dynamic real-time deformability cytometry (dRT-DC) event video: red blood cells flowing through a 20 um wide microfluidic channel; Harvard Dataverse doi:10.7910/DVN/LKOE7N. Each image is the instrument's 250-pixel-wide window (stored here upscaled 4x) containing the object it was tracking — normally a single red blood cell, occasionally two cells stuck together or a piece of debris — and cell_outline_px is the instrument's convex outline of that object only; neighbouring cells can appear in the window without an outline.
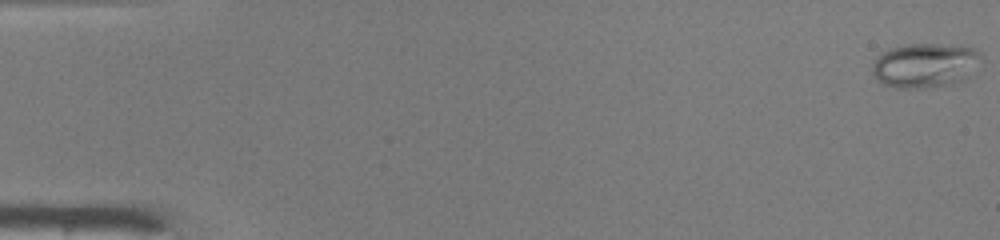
{"species": "common noctule bat (a hibernating species)", "species_latin": "Nyctalus noctula", "temperature_condition": "warm", "stored_images_in_passage": 49, "camera_frame_rate_fps": 3000, "um_per_image_px": 0.085, "animal": {"sex": "male", "body_mass_g": 19.0, "forearm_length_mm": 50.8}, "frame": {"image": 1, "passage_image": 1, "time_ms": 0.0, "image_size_px": [1000, 240], "cell_outline_px": [[980, 56], [968, 80], [960, 84], [928, 88], [896, 88], [884, 84], [876, 80], [872, 72], [872, 64], [876, 56], [888, 48], [908, 44], [932, 44], [972, 48], [980, 52]], "centroid_in_image_um": [78.59, 5.59], "position_along_channel_um": 6.4, "area_um2": 28.55}}
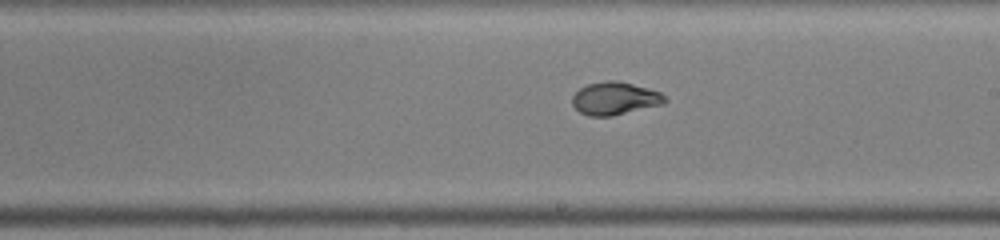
{"frame": {"image": 2, "passage_image": 29, "time_ms": 9.333, "image_size_px": [1000, 240], "cell_outline_px": [[668, 100], [664, 104], [612, 116], [588, 116], [580, 112], [572, 104], [572, 96], [580, 88], [588, 84], [608, 80], [616, 80], [648, 88], [660, 92]], "centroid_in_image_um": [52.27, 8.37], "position_along_channel_um": 236.7, "area_um2": 17.69}}
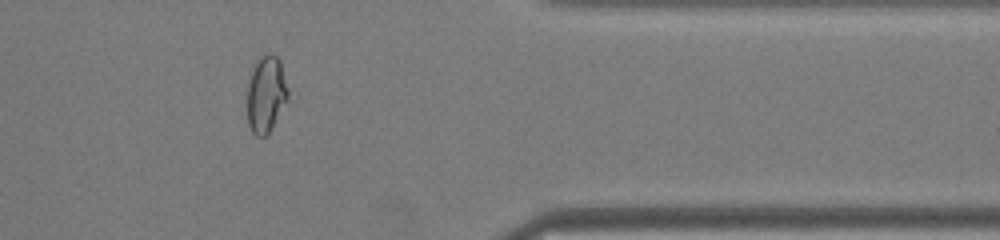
{"frame": {"image": 3, "passage_image": 41, "time_ms": 13.333, "image_size_px": [1000, 240], "cell_outline_px": [[288, 100], [272, 128], [264, 136], [256, 136], [252, 132], [248, 124], [248, 84], [252, 68], [256, 60], [264, 52], [268, 52], [276, 56], [280, 60], [288, 88]], "centroid_in_image_um": [22.62, 7.97], "position_along_channel_um": 388.8, "area_um2": 18.38}, "authors_computed_cell_mechanics": {"area_um2": 19.4208, "velocity_mm_per_s": 4.18, "shape_relaxation_time_tau1_ms": 7.9627, "shape_relaxation_time_tau2_ms": null, "deformation_change_tau1": 0.2688, "deformation_change_tau2": null}}